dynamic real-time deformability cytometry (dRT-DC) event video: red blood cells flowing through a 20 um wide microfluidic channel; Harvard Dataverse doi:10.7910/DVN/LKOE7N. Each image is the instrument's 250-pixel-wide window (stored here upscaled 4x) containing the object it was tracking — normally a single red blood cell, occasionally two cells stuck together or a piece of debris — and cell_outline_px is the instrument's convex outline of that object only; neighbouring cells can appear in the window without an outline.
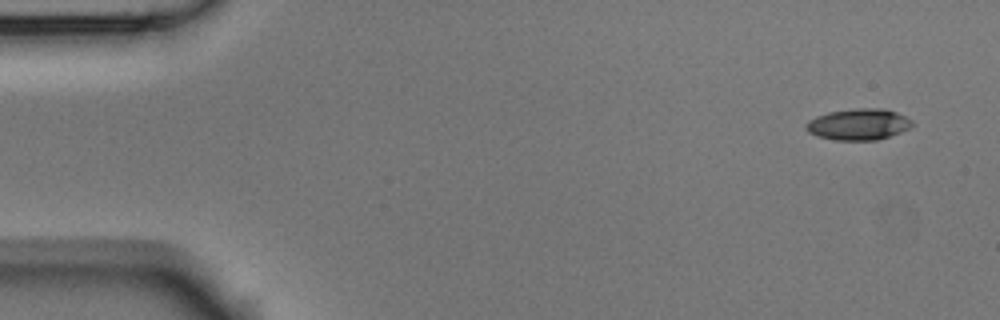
{"species": "Egyptian fruit bat (a non-hibernating species)", "species_latin": "Rousettus aegyptiacus", "temperature_condition": "room temperature", "stored_images_in_passage": 5, "camera_frame_rate_fps": 3000, "um_per_image_px": 0.085, "animal": {"sex": "male"}, "frame": {"image": 1, "passage_image": 5, "time_ms": 1.333, "image_size_px": [1000, 320], "cell_outline_px": [[912, 128], [876, 140], [836, 140], [816, 136], [808, 132], [804, 128], [804, 124], [808, 120], [816, 116], [828, 112], [856, 108], [884, 108], [896, 112], [912, 120]], "centroid_in_image_um": [72.94, 10.56], "position_along_channel_um": 12.1, "area_um2": 19.48}}